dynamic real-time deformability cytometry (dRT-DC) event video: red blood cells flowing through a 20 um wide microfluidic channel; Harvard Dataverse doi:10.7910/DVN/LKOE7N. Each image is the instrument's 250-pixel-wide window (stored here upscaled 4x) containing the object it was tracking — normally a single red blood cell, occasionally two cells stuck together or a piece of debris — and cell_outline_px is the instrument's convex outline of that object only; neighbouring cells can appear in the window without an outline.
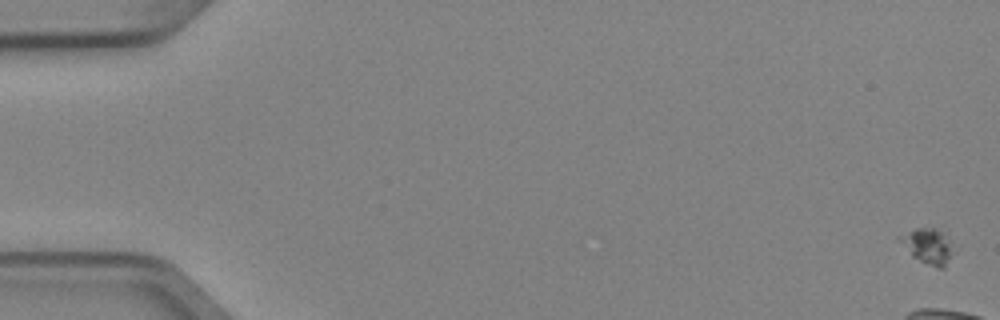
{"species": "Egyptian fruit bat (a non-hibernating species)", "species_latin": "Rousettus aegyptiacus", "temperature_condition": "cold", "stored_images_in_passage": 5, "camera_frame_rate_fps": 3000, "um_per_image_px": 0.085, "animal": {"sex": "female"}, "frame": {"image": 1, "passage_image": 1, "time_ms": 0.0, "image_size_px": [1000, 320], "cell_outline_px": [[956, 252], [944, 268], [936, 268], [912, 256], [896, 240], [896, 236], [916, 228], [936, 228], [940, 232]], "centroid_in_image_um": [78.83, 20.94], "position_along_channel_um": 6.2, "area_um2": 11.04}}